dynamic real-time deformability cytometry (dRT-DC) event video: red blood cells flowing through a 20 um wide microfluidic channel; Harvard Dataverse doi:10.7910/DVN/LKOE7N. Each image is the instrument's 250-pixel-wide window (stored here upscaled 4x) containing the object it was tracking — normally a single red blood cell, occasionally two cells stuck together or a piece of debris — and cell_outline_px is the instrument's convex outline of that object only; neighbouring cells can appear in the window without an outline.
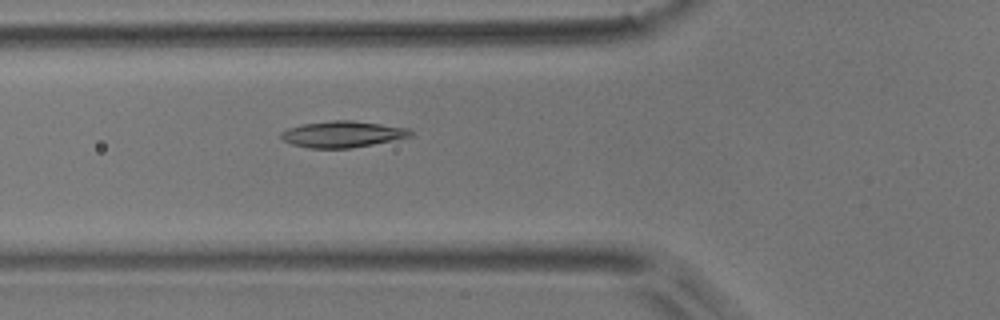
{"species": "common noctule bat (a hibernating species)", "species_latin": "Nyctalus noctula", "temperature_condition": "room temperature", "stored_images_in_passage": 53, "camera_frame_rate_fps": 3000, "um_per_image_px": 0.085, "animal": {"sex": "male", "body_mass_g": 17.9}, "frame": {"image": 1, "passage_image": 19, "time_ms": 6.0, "image_size_px": [1000, 320], "cell_outline_px": [[412, 136], [396, 140], [352, 148], [308, 148], [292, 144], [284, 140], [280, 136], [280, 132], [288, 128], [300, 124], [332, 120], [348, 120], [380, 124], [408, 128], [412, 132]], "centroid_in_image_um": [29.1, 11.41], "position_along_channel_um": 96.7, "area_um2": 19.88}}
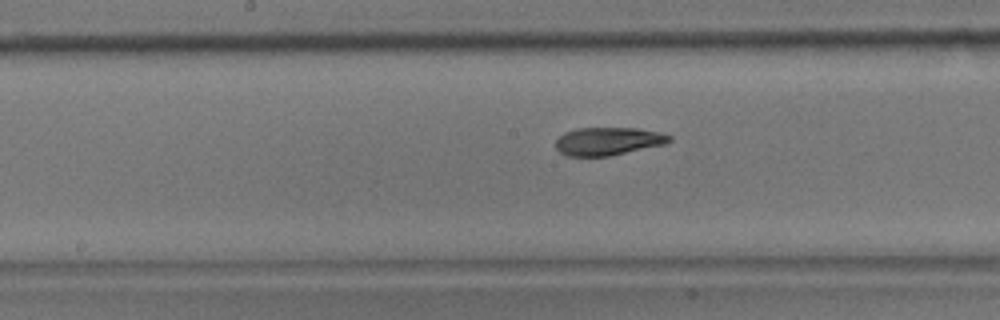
{"frame": {"image": 2, "passage_image": 27, "time_ms": 8.667, "image_size_px": [1000, 320], "cell_outline_px": [[672, 140], [668, 144], [608, 156], [568, 156], [560, 152], [556, 148], [556, 140], [564, 132], [576, 128], [636, 128], [660, 132], [672, 136]], "centroid_in_image_um": [51.72, 12.0], "position_along_channel_um": 196.5, "area_um2": 18.67}}
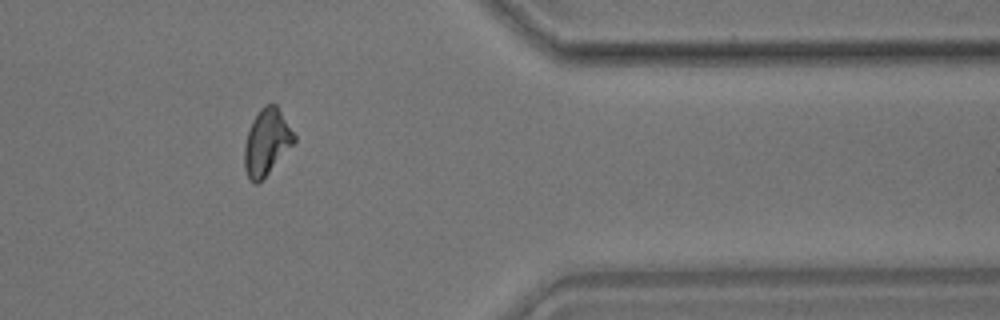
{"frame": {"image": 3, "passage_image": 44, "time_ms": 14.333, "image_size_px": [1000, 320], "cell_outline_px": [[296, 140], [268, 172], [256, 184], [248, 180], [244, 168], [244, 144], [252, 120], [260, 108], [264, 104], [276, 104], [296, 136]], "centroid_in_image_um": [22.64, 12.05], "position_along_channel_um": 388.8, "area_um2": 18.9}, "authors_computed_cell_mechanics": {"area_um2": 19.3052, "velocity_mm_per_s": 3.7209, "shape_relaxation_time_tau1_ms": null, "shape_relaxation_time_tau2_ms": 2.0843, "deformation_change_tau1": null, "deformation_change_tau2": 0.0717}}